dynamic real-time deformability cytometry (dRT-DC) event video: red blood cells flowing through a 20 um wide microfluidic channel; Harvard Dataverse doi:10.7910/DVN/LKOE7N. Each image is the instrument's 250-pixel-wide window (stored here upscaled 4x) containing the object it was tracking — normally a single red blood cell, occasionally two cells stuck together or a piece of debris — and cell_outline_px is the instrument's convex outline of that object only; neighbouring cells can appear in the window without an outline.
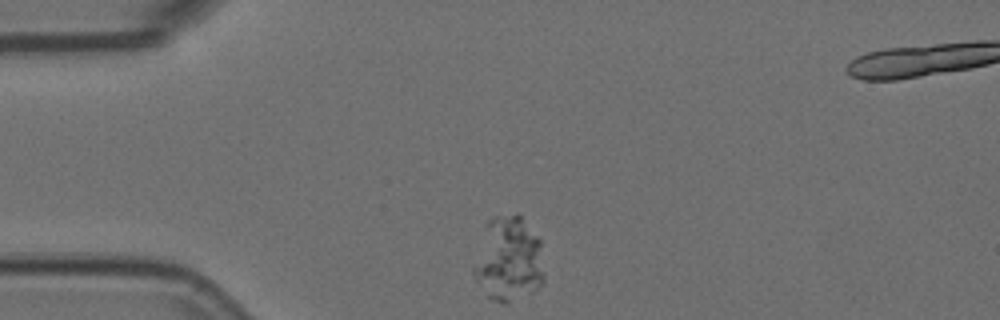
{"species": "Egyptian fruit bat (a non-hibernating species)", "species_latin": "Rousettus aegyptiacus", "temperature_condition": "room temperature", "stored_images_in_passage": 27, "camera_frame_rate_fps": 3000, "um_per_image_px": 0.085, "animal": {"sex": "female"}, "frame": {"image": 1, "passage_image": 1, "time_ms": 0.0, "image_size_px": [1000, 320], "cell_outline_px": [[544, 284], [532, 292], [504, 304], [492, 300], [488, 296], [476, 280], [472, 272], [472, 268], [484, 224], [488, 220], [496, 216], [516, 212], [520, 216], [540, 240], [544, 276]], "centroid_in_image_um": [43.21, 22.02], "position_along_channel_um": 41.8, "area_um2": 35.14}}
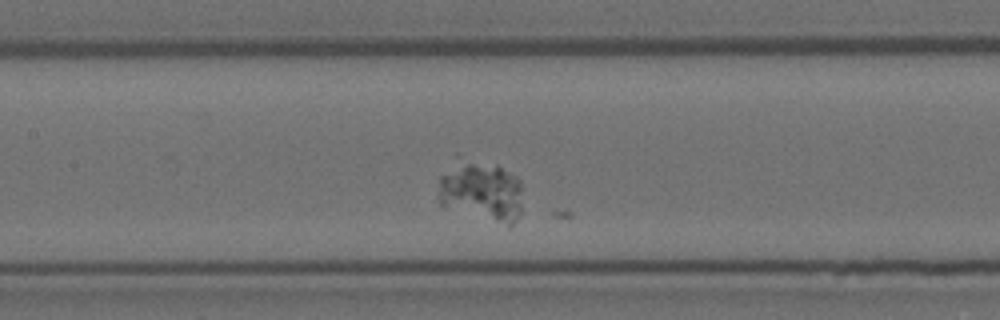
{"frame": {"image": 2, "passage_image": 14, "time_ms": 4.333, "image_size_px": [1000, 320], "cell_outline_px": [[520, 212], [516, 220], [508, 228], [444, 208], [440, 204], [436, 196], [440, 176], [468, 164], [496, 164], [516, 176], [520, 180]], "centroid_in_image_um": [40.95, 16.43], "position_along_channel_um": 166.5, "area_um2": 29.07}}
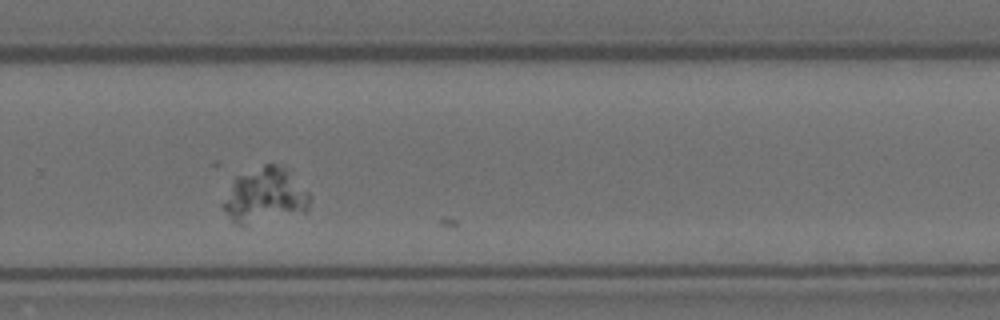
{"frame": {"image": 3, "passage_image": 26, "time_ms": 8.333, "image_size_px": [1000, 320], "cell_outline_px": [[308, 208], [304, 212], [248, 228], [244, 228], [236, 224], [232, 220], [220, 204], [236, 176], [264, 164], [288, 164], [292, 168], [308, 192]], "centroid_in_image_um": [22.54, 16.64], "position_along_channel_um": 307.3, "area_um2": 29.13}}